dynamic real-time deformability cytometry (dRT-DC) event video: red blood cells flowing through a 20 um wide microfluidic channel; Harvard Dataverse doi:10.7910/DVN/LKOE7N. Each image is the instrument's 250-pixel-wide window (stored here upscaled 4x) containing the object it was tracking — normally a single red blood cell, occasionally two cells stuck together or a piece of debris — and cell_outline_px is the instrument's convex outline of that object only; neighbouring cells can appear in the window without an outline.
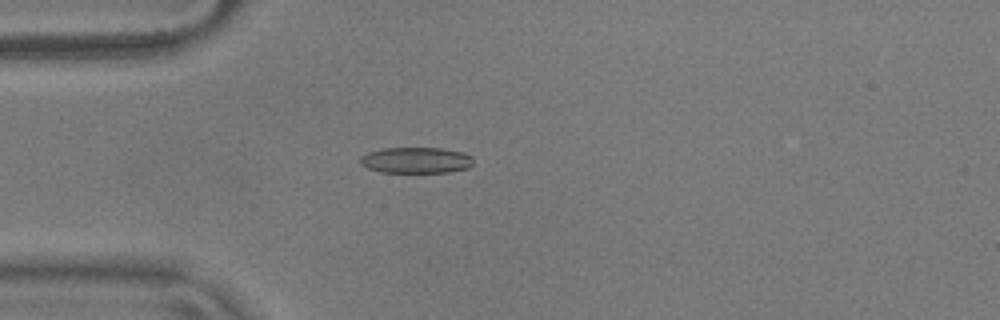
{"species": "common noctule bat (a hibernating species)", "species_latin": "Nyctalus noctula", "temperature_condition": "warm", "stored_images_in_passage": 45, "camera_frame_rate_fps": 3000, "um_per_image_px": 0.085, "animal": {"sex": "male", "body_mass_g": 17.9}, "frame": {"image": 1, "passage_image": 5, "time_ms": 1.333, "image_size_px": [1000, 320], "cell_outline_px": [[472, 164], [468, 168], [448, 172], [380, 172], [368, 168], [360, 164], [360, 156], [368, 152], [384, 148], [440, 148], [464, 152], [472, 156]], "centroid_in_image_um": [35.36, 13.61], "position_along_channel_um": 49.6, "area_um2": 17.17}}
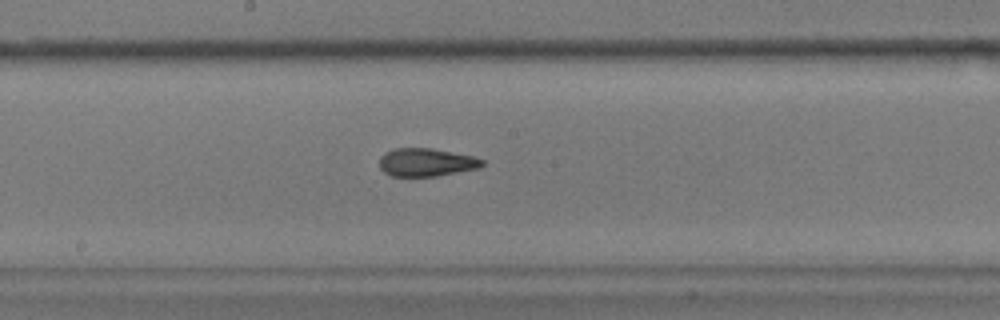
{"frame": {"image": 2, "passage_image": 19, "time_ms": 6.0, "image_size_px": [1000, 320], "cell_outline_px": [[484, 164], [480, 168], [436, 176], [392, 176], [384, 172], [380, 168], [380, 156], [384, 152], [392, 148], [432, 148], [472, 156], [484, 160]], "centroid_in_image_um": [36.22, 13.79], "position_along_channel_um": 212.0, "area_um2": 16.88}}
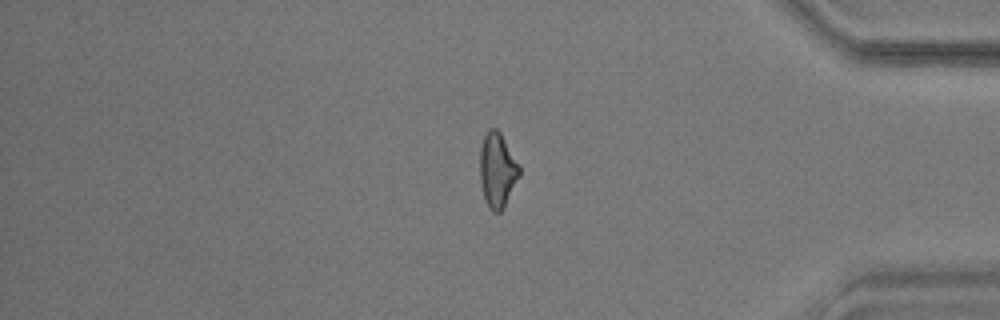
{"frame": {"image": 3, "passage_image": 36, "time_ms": 11.667, "image_size_px": [1000, 320], "cell_outline_px": [[520, 176], [504, 208], [500, 212], [492, 212], [488, 208], [484, 200], [480, 184], [480, 148], [484, 136], [488, 128], [496, 128], [500, 132], [520, 168]], "centroid_in_image_um": [42.26, 14.5], "position_along_channel_um": 392.9, "area_um2": 17.28}, "authors_computed_cell_mechanics": {"area_um2": 17.2244, "velocity_mm_per_s": 3.6743, "shape_relaxation_time_tau1_ms": 6.888, "shape_relaxation_time_tau2_ms": 1.9588, "deformation_change_tau1": 0.1955, "deformation_change_tau2": 0.1039}}